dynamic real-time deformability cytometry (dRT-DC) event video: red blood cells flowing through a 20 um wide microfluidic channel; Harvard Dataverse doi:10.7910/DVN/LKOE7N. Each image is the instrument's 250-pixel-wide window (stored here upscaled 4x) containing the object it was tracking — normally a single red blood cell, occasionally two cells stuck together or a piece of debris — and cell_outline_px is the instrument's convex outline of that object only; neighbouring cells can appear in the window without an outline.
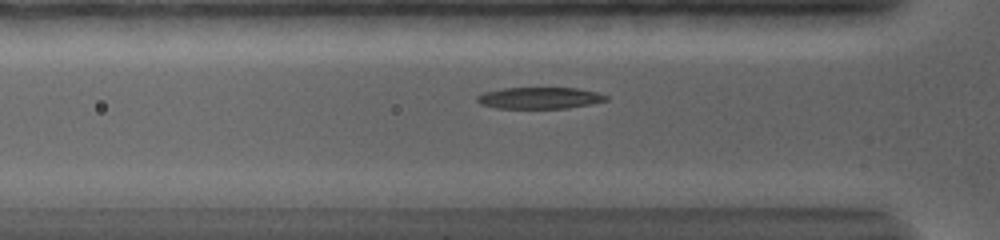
{"species": "common noctule bat (a hibernating species)", "species_latin": "Nyctalus noctula", "temperature_condition": "warm", "stored_images_in_passage": 28, "camera_frame_rate_fps": 5000, "um_per_image_px": 0.085, "animal": {"sex": "female", "body_mass_g": 19.0, "forearm_length_mm": 56.7}, "frame": {"image": 1, "passage_image": 9, "time_ms": 3.6, "image_size_px": [1000, 240], "cell_outline_px": [[608, 100], [592, 104], [564, 108], [496, 108], [480, 104], [476, 100], [476, 96], [484, 92], [504, 88], [576, 88], [596, 92], [608, 96]], "centroid_in_image_um": [45.85, 8.33], "position_along_channel_um": 80.0, "area_um2": 16.13}}
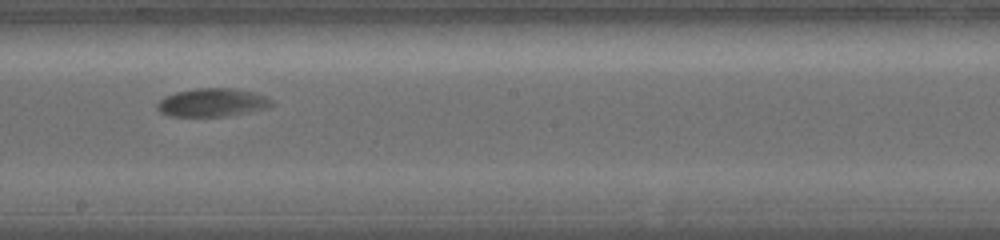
{"frame": {"image": 2, "passage_image": 18, "time_ms": 7.8, "image_size_px": [1000, 240], "cell_outline_px": [[276, 104], [268, 108], [228, 116], [168, 116], [160, 112], [156, 108], [156, 104], [164, 96], [176, 92], [200, 88], [232, 88], [252, 92], [264, 96], [272, 100]], "centroid_in_image_um": [18.04, 8.72], "position_along_channel_um": 230.2, "area_um2": 18.9}}
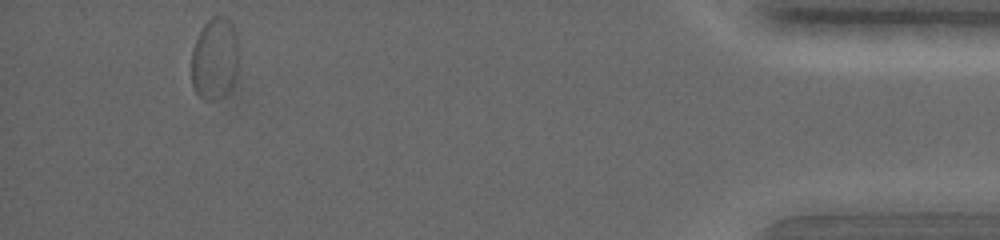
{"frame": {"image": 3, "passage_image": 28, "time_ms": 15.4, "image_size_px": [1000, 240], "cell_outline_px": [[236, 72], [232, 84], [228, 92], [224, 96], [216, 100], [204, 100], [196, 92], [192, 84], [192, 48], [204, 24], [212, 16], [228, 16], [236, 32]], "centroid_in_image_um": [18.23, 4.99], "position_along_channel_um": 417.0, "area_um2": 22.43}, "authors_computed_cell_mechanics": {"area_um2": 18.9873, "velocity_mm_per_s": 3.5821, "shape_relaxation_time_tau1_ms": 9.4255, "shape_relaxation_time_tau2_ms": null, "deformation_change_tau1": 0.279, "deformation_change_tau2": null}}